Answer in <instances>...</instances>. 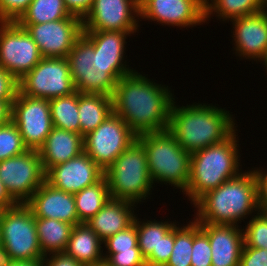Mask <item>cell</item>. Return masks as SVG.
Wrapping results in <instances>:
<instances>
[{"mask_svg":"<svg viewBox=\"0 0 267 266\" xmlns=\"http://www.w3.org/2000/svg\"><path fill=\"white\" fill-rule=\"evenodd\" d=\"M136 32L83 31L66 56L76 91L112 97L116 83L135 71L124 53L127 36Z\"/></svg>","mask_w":267,"mask_h":266,"instance_id":"6da1fadb","label":"cell"},{"mask_svg":"<svg viewBox=\"0 0 267 266\" xmlns=\"http://www.w3.org/2000/svg\"><path fill=\"white\" fill-rule=\"evenodd\" d=\"M170 89L135 70L116 83L112 95L113 112L137 136L168 130L170 111L175 100Z\"/></svg>","mask_w":267,"mask_h":266,"instance_id":"7a4b0ae2","label":"cell"},{"mask_svg":"<svg viewBox=\"0 0 267 266\" xmlns=\"http://www.w3.org/2000/svg\"><path fill=\"white\" fill-rule=\"evenodd\" d=\"M174 101L168 131L190 154L223 142L235 131V117L230 111L211 104L193 103L179 106Z\"/></svg>","mask_w":267,"mask_h":266,"instance_id":"3957f363","label":"cell"},{"mask_svg":"<svg viewBox=\"0 0 267 266\" xmlns=\"http://www.w3.org/2000/svg\"><path fill=\"white\" fill-rule=\"evenodd\" d=\"M193 207L197 210L194 219L198 223L239 226L241 220L259 211L258 181L254 170L242 171L210 190Z\"/></svg>","mask_w":267,"mask_h":266,"instance_id":"277c9868","label":"cell"},{"mask_svg":"<svg viewBox=\"0 0 267 266\" xmlns=\"http://www.w3.org/2000/svg\"><path fill=\"white\" fill-rule=\"evenodd\" d=\"M236 133L191 154L189 183L184 194L193 205L207 192L242 172Z\"/></svg>","mask_w":267,"mask_h":266,"instance_id":"5b68a950","label":"cell"},{"mask_svg":"<svg viewBox=\"0 0 267 266\" xmlns=\"http://www.w3.org/2000/svg\"><path fill=\"white\" fill-rule=\"evenodd\" d=\"M143 145L153 183L171 184L184 193L189 183L191 154L168 131L137 136Z\"/></svg>","mask_w":267,"mask_h":266,"instance_id":"8992f818","label":"cell"},{"mask_svg":"<svg viewBox=\"0 0 267 266\" xmlns=\"http://www.w3.org/2000/svg\"><path fill=\"white\" fill-rule=\"evenodd\" d=\"M104 177L111 198L136 205L145 202L142 200H146L155 187L149 174L144 147L138 140L114 160L104 171Z\"/></svg>","mask_w":267,"mask_h":266,"instance_id":"52a82bcc","label":"cell"},{"mask_svg":"<svg viewBox=\"0 0 267 266\" xmlns=\"http://www.w3.org/2000/svg\"><path fill=\"white\" fill-rule=\"evenodd\" d=\"M3 258L9 261L43 259L35 225V217L25 203L5 208L0 218Z\"/></svg>","mask_w":267,"mask_h":266,"instance_id":"ba28073f","label":"cell"},{"mask_svg":"<svg viewBox=\"0 0 267 266\" xmlns=\"http://www.w3.org/2000/svg\"><path fill=\"white\" fill-rule=\"evenodd\" d=\"M18 85L21 94L48 100L76 92L66 58L43 57Z\"/></svg>","mask_w":267,"mask_h":266,"instance_id":"9c48e42d","label":"cell"},{"mask_svg":"<svg viewBox=\"0 0 267 266\" xmlns=\"http://www.w3.org/2000/svg\"><path fill=\"white\" fill-rule=\"evenodd\" d=\"M136 140L137 135L113 112L83 137L84 152L105 171Z\"/></svg>","mask_w":267,"mask_h":266,"instance_id":"30bf717a","label":"cell"},{"mask_svg":"<svg viewBox=\"0 0 267 266\" xmlns=\"http://www.w3.org/2000/svg\"><path fill=\"white\" fill-rule=\"evenodd\" d=\"M42 58L25 28L16 22H0V66L3 69L19 80Z\"/></svg>","mask_w":267,"mask_h":266,"instance_id":"8fae6325","label":"cell"},{"mask_svg":"<svg viewBox=\"0 0 267 266\" xmlns=\"http://www.w3.org/2000/svg\"><path fill=\"white\" fill-rule=\"evenodd\" d=\"M11 120L19 129L25 147L38 151L53 128L49 100L18 91L11 105Z\"/></svg>","mask_w":267,"mask_h":266,"instance_id":"7c38bea8","label":"cell"},{"mask_svg":"<svg viewBox=\"0 0 267 266\" xmlns=\"http://www.w3.org/2000/svg\"><path fill=\"white\" fill-rule=\"evenodd\" d=\"M45 174L36 150L0 161V180L18 203H25L34 194L45 182Z\"/></svg>","mask_w":267,"mask_h":266,"instance_id":"4fadbf2b","label":"cell"},{"mask_svg":"<svg viewBox=\"0 0 267 266\" xmlns=\"http://www.w3.org/2000/svg\"><path fill=\"white\" fill-rule=\"evenodd\" d=\"M30 34L42 57L66 58L82 35V19L77 16L41 24H18Z\"/></svg>","mask_w":267,"mask_h":266,"instance_id":"5bb4252c","label":"cell"},{"mask_svg":"<svg viewBox=\"0 0 267 266\" xmlns=\"http://www.w3.org/2000/svg\"><path fill=\"white\" fill-rule=\"evenodd\" d=\"M138 19V0H94L82 26L83 31H138Z\"/></svg>","mask_w":267,"mask_h":266,"instance_id":"9a60e30c","label":"cell"},{"mask_svg":"<svg viewBox=\"0 0 267 266\" xmlns=\"http://www.w3.org/2000/svg\"><path fill=\"white\" fill-rule=\"evenodd\" d=\"M140 18L161 25L190 28L205 23V0H145Z\"/></svg>","mask_w":267,"mask_h":266,"instance_id":"2e32d148","label":"cell"},{"mask_svg":"<svg viewBox=\"0 0 267 266\" xmlns=\"http://www.w3.org/2000/svg\"><path fill=\"white\" fill-rule=\"evenodd\" d=\"M104 177L102 170L85 152L67 162L51 167L45 181L56 189L75 194Z\"/></svg>","mask_w":267,"mask_h":266,"instance_id":"e0dca14e","label":"cell"},{"mask_svg":"<svg viewBox=\"0 0 267 266\" xmlns=\"http://www.w3.org/2000/svg\"><path fill=\"white\" fill-rule=\"evenodd\" d=\"M234 51L240 59L260 62L267 52V11L231 20Z\"/></svg>","mask_w":267,"mask_h":266,"instance_id":"ac0fdd59","label":"cell"},{"mask_svg":"<svg viewBox=\"0 0 267 266\" xmlns=\"http://www.w3.org/2000/svg\"><path fill=\"white\" fill-rule=\"evenodd\" d=\"M34 217L57 219L72 225L80 224L74 194L56 189L46 181L25 202Z\"/></svg>","mask_w":267,"mask_h":266,"instance_id":"d6986e66","label":"cell"},{"mask_svg":"<svg viewBox=\"0 0 267 266\" xmlns=\"http://www.w3.org/2000/svg\"><path fill=\"white\" fill-rule=\"evenodd\" d=\"M208 235L212 266H239L244 245L243 228L235 225L199 223Z\"/></svg>","mask_w":267,"mask_h":266,"instance_id":"ffe728a7","label":"cell"},{"mask_svg":"<svg viewBox=\"0 0 267 266\" xmlns=\"http://www.w3.org/2000/svg\"><path fill=\"white\" fill-rule=\"evenodd\" d=\"M84 152L83 136L54 127L38 150L45 173L53 166L67 162Z\"/></svg>","mask_w":267,"mask_h":266,"instance_id":"44dd1931","label":"cell"},{"mask_svg":"<svg viewBox=\"0 0 267 266\" xmlns=\"http://www.w3.org/2000/svg\"><path fill=\"white\" fill-rule=\"evenodd\" d=\"M137 205L132 202L110 198L102 209L86 224L105 241L129 227L135 218L134 210Z\"/></svg>","mask_w":267,"mask_h":266,"instance_id":"7402d4cb","label":"cell"},{"mask_svg":"<svg viewBox=\"0 0 267 266\" xmlns=\"http://www.w3.org/2000/svg\"><path fill=\"white\" fill-rule=\"evenodd\" d=\"M101 245L98 235L86 223H80L73 227L64 252L84 266H97L104 264Z\"/></svg>","mask_w":267,"mask_h":266,"instance_id":"603a6c76","label":"cell"},{"mask_svg":"<svg viewBox=\"0 0 267 266\" xmlns=\"http://www.w3.org/2000/svg\"><path fill=\"white\" fill-rule=\"evenodd\" d=\"M78 112L80 134L84 137L113 113L112 97L78 92Z\"/></svg>","mask_w":267,"mask_h":266,"instance_id":"cb8c5ba5","label":"cell"},{"mask_svg":"<svg viewBox=\"0 0 267 266\" xmlns=\"http://www.w3.org/2000/svg\"><path fill=\"white\" fill-rule=\"evenodd\" d=\"M38 241L44 256L64 252L74 225L50 218L35 217Z\"/></svg>","mask_w":267,"mask_h":266,"instance_id":"d4e9b609","label":"cell"},{"mask_svg":"<svg viewBox=\"0 0 267 266\" xmlns=\"http://www.w3.org/2000/svg\"><path fill=\"white\" fill-rule=\"evenodd\" d=\"M110 198L105 177L96 184L85 187L80 192L75 193L74 199L78 220L81 223H86L102 209Z\"/></svg>","mask_w":267,"mask_h":266,"instance_id":"484cf974","label":"cell"},{"mask_svg":"<svg viewBox=\"0 0 267 266\" xmlns=\"http://www.w3.org/2000/svg\"><path fill=\"white\" fill-rule=\"evenodd\" d=\"M263 11V0H205V22L211 15L227 21Z\"/></svg>","mask_w":267,"mask_h":266,"instance_id":"4316f807","label":"cell"},{"mask_svg":"<svg viewBox=\"0 0 267 266\" xmlns=\"http://www.w3.org/2000/svg\"><path fill=\"white\" fill-rule=\"evenodd\" d=\"M145 221V222H144ZM144 221L135 216V226L137 229L138 247L146 259L149 255H159V245L164 237L178 222L172 221Z\"/></svg>","mask_w":267,"mask_h":266,"instance_id":"83f0119b","label":"cell"},{"mask_svg":"<svg viewBox=\"0 0 267 266\" xmlns=\"http://www.w3.org/2000/svg\"><path fill=\"white\" fill-rule=\"evenodd\" d=\"M72 15L64 0H32L17 24H41L68 18Z\"/></svg>","mask_w":267,"mask_h":266,"instance_id":"f1b7e54d","label":"cell"},{"mask_svg":"<svg viewBox=\"0 0 267 266\" xmlns=\"http://www.w3.org/2000/svg\"><path fill=\"white\" fill-rule=\"evenodd\" d=\"M49 103L53 126L80 134L78 91L68 96L50 99Z\"/></svg>","mask_w":267,"mask_h":266,"instance_id":"f546056e","label":"cell"},{"mask_svg":"<svg viewBox=\"0 0 267 266\" xmlns=\"http://www.w3.org/2000/svg\"><path fill=\"white\" fill-rule=\"evenodd\" d=\"M193 220L186 226H174V246L165 266H191Z\"/></svg>","mask_w":267,"mask_h":266,"instance_id":"4dcf8cb0","label":"cell"},{"mask_svg":"<svg viewBox=\"0 0 267 266\" xmlns=\"http://www.w3.org/2000/svg\"><path fill=\"white\" fill-rule=\"evenodd\" d=\"M17 126L10 120L0 126V161L27 151Z\"/></svg>","mask_w":267,"mask_h":266,"instance_id":"1f68e13d","label":"cell"},{"mask_svg":"<svg viewBox=\"0 0 267 266\" xmlns=\"http://www.w3.org/2000/svg\"><path fill=\"white\" fill-rule=\"evenodd\" d=\"M244 229V245L257 249H267V214L258 211L250 217Z\"/></svg>","mask_w":267,"mask_h":266,"instance_id":"d6a6232c","label":"cell"},{"mask_svg":"<svg viewBox=\"0 0 267 266\" xmlns=\"http://www.w3.org/2000/svg\"><path fill=\"white\" fill-rule=\"evenodd\" d=\"M212 251L208 235L200 228L199 223L193 220V246L191 266H212Z\"/></svg>","mask_w":267,"mask_h":266,"instance_id":"836d02e7","label":"cell"},{"mask_svg":"<svg viewBox=\"0 0 267 266\" xmlns=\"http://www.w3.org/2000/svg\"><path fill=\"white\" fill-rule=\"evenodd\" d=\"M106 253H118V251H133V247L138 246L137 229L135 218L133 223L126 229L108 237L103 241Z\"/></svg>","mask_w":267,"mask_h":266,"instance_id":"e575fe53","label":"cell"},{"mask_svg":"<svg viewBox=\"0 0 267 266\" xmlns=\"http://www.w3.org/2000/svg\"><path fill=\"white\" fill-rule=\"evenodd\" d=\"M107 266H147L138 246L133 251H118V253H103Z\"/></svg>","mask_w":267,"mask_h":266,"instance_id":"d590c367","label":"cell"},{"mask_svg":"<svg viewBox=\"0 0 267 266\" xmlns=\"http://www.w3.org/2000/svg\"><path fill=\"white\" fill-rule=\"evenodd\" d=\"M32 0H0V22H16Z\"/></svg>","mask_w":267,"mask_h":266,"instance_id":"8d00e7d4","label":"cell"},{"mask_svg":"<svg viewBox=\"0 0 267 266\" xmlns=\"http://www.w3.org/2000/svg\"><path fill=\"white\" fill-rule=\"evenodd\" d=\"M174 246V227L160 241L159 255H149L145 260L147 266H165Z\"/></svg>","mask_w":267,"mask_h":266,"instance_id":"74e56055","label":"cell"},{"mask_svg":"<svg viewBox=\"0 0 267 266\" xmlns=\"http://www.w3.org/2000/svg\"><path fill=\"white\" fill-rule=\"evenodd\" d=\"M18 91V80L0 66V101H14Z\"/></svg>","mask_w":267,"mask_h":266,"instance_id":"f35d334b","label":"cell"},{"mask_svg":"<svg viewBox=\"0 0 267 266\" xmlns=\"http://www.w3.org/2000/svg\"><path fill=\"white\" fill-rule=\"evenodd\" d=\"M239 266H267V249L243 245Z\"/></svg>","mask_w":267,"mask_h":266,"instance_id":"ab89813d","label":"cell"},{"mask_svg":"<svg viewBox=\"0 0 267 266\" xmlns=\"http://www.w3.org/2000/svg\"><path fill=\"white\" fill-rule=\"evenodd\" d=\"M42 261L44 266H84L65 252L46 255Z\"/></svg>","mask_w":267,"mask_h":266,"instance_id":"60d3db41","label":"cell"},{"mask_svg":"<svg viewBox=\"0 0 267 266\" xmlns=\"http://www.w3.org/2000/svg\"><path fill=\"white\" fill-rule=\"evenodd\" d=\"M258 167L254 170L258 181L259 211L267 214V170Z\"/></svg>","mask_w":267,"mask_h":266,"instance_id":"b9f144b4","label":"cell"},{"mask_svg":"<svg viewBox=\"0 0 267 266\" xmlns=\"http://www.w3.org/2000/svg\"><path fill=\"white\" fill-rule=\"evenodd\" d=\"M94 0H64L68 11L83 19L90 11Z\"/></svg>","mask_w":267,"mask_h":266,"instance_id":"7bdbcfd3","label":"cell"},{"mask_svg":"<svg viewBox=\"0 0 267 266\" xmlns=\"http://www.w3.org/2000/svg\"><path fill=\"white\" fill-rule=\"evenodd\" d=\"M0 204L5 208L13 207L18 204V202L9 194L5 185L0 180Z\"/></svg>","mask_w":267,"mask_h":266,"instance_id":"ee69618b","label":"cell"},{"mask_svg":"<svg viewBox=\"0 0 267 266\" xmlns=\"http://www.w3.org/2000/svg\"><path fill=\"white\" fill-rule=\"evenodd\" d=\"M14 101H0V126L11 120V105Z\"/></svg>","mask_w":267,"mask_h":266,"instance_id":"f6af8a7d","label":"cell"},{"mask_svg":"<svg viewBox=\"0 0 267 266\" xmlns=\"http://www.w3.org/2000/svg\"><path fill=\"white\" fill-rule=\"evenodd\" d=\"M0 266H44L42 259L34 261H9L3 260Z\"/></svg>","mask_w":267,"mask_h":266,"instance_id":"bcb514c9","label":"cell"},{"mask_svg":"<svg viewBox=\"0 0 267 266\" xmlns=\"http://www.w3.org/2000/svg\"><path fill=\"white\" fill-rule=\"evenodd\" d=\"M3 252H2V244H1V237H0V264L3 262Z\"/></svg>","mask_w":267,"mask_h":266,"instance_id":"7dc6e473","label":"cell"},{"mask_svg":"<svg viewBox=\"0 0 267 266\" xmlns=\"http://www.w3.org/2000/svg\"><path fill=\"white\" fill-rule=\"evenodd\" d=\"M263 65L266 67V71H267V52L264 56V58L262 59Z\"/></svg>","mask_w":267,"mask_h":266,"instance_id":"c3c4849f","label":"cell"},{"mask_svg":"<svg viewBox=\"0 0 267 266\" xmlns=\"http://www.w3.org/2000/svg\"><path fill=\"white\" fill-rule=\"evenodd\" d=\"M4 210H5V207L2 204H0V218L2 217Z\"/></svg>","mask_w":267,"mask_h":266,"instance_id":"681fc988","label":"cell"},{"mask_svg":"<svg viewBox=\"0 0 267 266\" xmlns=\"http://www.w3.org/2000/svg\"><path fill=\"white\" fill-rule=\"evenodd\" d=\"M263 10L267 11V0H263Z\"/></svg>","mask_w":267,"mask_h":266,"instance_id":"f907efd6","label":"cell"},{"mask_svg":"<svg viewBox=\"0 0 267 266\" xmlns=\"http://www.w3.org/2000/svg\"><path fill=\"white\" fill-rule=\"evenodd\" d=\"M145 0H138L139 6L144 2Z\"/></svg>","mask_w":267,"mask_h":266,"instance_id":"816d5d0a","label":"cell"}]
</instances>
